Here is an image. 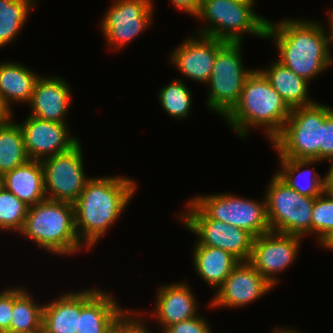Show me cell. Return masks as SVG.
<instances>
[{
    "mask_svg": "<svg viewBox=\"0 0 333 333\" xmlns=\"http://www.w3.org/2000/svg\"><path fill=\"white\" fill-rule=\"evenodd\" d=\"M324 29L313 20L268 21L265 38L274 40L279 51L277 61L310 82L333 64L331 29Z\"/></svg>",
    "mask_w": 333,
    "mask_h": 333,
    "instance_id": "1",
    "label": "cell"
},
{
    "mask_svg": "<svg viewBox=\"0 0 333 333\" xmlns=\"http://www.w3.org/2000/svg\"><path fill=\"white\" fill-rule=\"evenodd\" d=\"M134 180L124 176L90 178L74 203L75 228L89 249L117 221L136 193Z\"/></svg>",
    "mask_w": 333,
    "mask_h": 333,
    "instance_id": "2",
    "label": "cell"
},
{
    "mask_svg": "<svg viewBox=\"0 0 333 333\" xmlns=\"http://www.w3.org/2000/svg\"><path fill=\"white\" fill-rule=\"evenodd\" d=\"M291 110L265 75L254 69L245 80L238 102L223 118L243 139L250 127L261 126L272 141L281 132Z\"/></svg>",
    "mask_w": 333,
    "mask_h": 333,
    "instance_id": "3",
    "label": "cell"
},
{
    "mask_svg": "<svg viewBox=\"0 0 333 333\" xmlns=\"http://www.w3.org/2000/svg\"><path fill=\"white\" fill-rule=\"evenodd\" d=\"M41 249L62 256L88 249L81 243L75 228L74 204L51 199L29 206L22 231Z\"/></svg>",
    "mask_w": 333,
    "mask_h": 333,
    "instance_id": "4",
    "label": "cell"
},
{
    "mask_svg": "<svg viewBox=\"0 0 333 333\" xmlns=\"http://www.w3.org/2000/svg\"><path fill=\"white\" fill-rule=\"evenodd\" d=\"M254 4L238 0H201L196 18L209 25L195 33L225 42H242L245 33L265 39L268 19L254 11Z\"/></svg>",
    "mask_w": 333,
    "mask_h": 333,
    "instance_id": "5",
    "label": "cell"
},
{
    "mask_svg": "<svg viewBox=\"0 0 333 333\" xmlns=\"http://www.w3.org/2000/svg\"><path fill=\"white\" fill-rule=\"evenodd\" d=\"M332 110L316 102L293 108L281 132L271 141L278 157L320 162L322 122Z\"/></svg>",
    "mask_w": 333,
    "mask_h": 333,
    "instance_id": "6",
    "label": "cell"
},
{
    "mask_svg": "<svg viewBox=\"0 0 333 333\" xmlns=\"http://www.w3.org/2000/svg\"><path fill=\"white\" fill-rule=\"evenodd\" d=\"M267 188L265 201L271 231L302 238L311 235L315 197L299 194L276 174Z\"/></svg>",
    "mask_w": 333,
    "mask_h": 333,
    "instance_id": "7",
    "label": "cell"
},
{
    "mask_svg": "<svg viewBox=\"0 0 333 333\" xmlns=\"http://www.w3.org/2000/svg\"><path fill=\"white\" fill-rule=\"evenodd\" d=\"M242 42H226L216 53L208 81L206 105L224 117L238 102L246 78L253 69L244 68L240 49Z\"/></svg>",
    "mask_w": 333,
    "mask_h": 333,
    "instance_id": "8",
    "label": "cell"
},
{
    "mask_svg": "<svg viewBox=\"0 0 333 333\" xmlns=\"http://www.w3.org/2000/svg\"><path fill=\"white\" fill-rule=\"evenodd\" d=\"M187 208L179 218L188 231L197 235L200 245L225 250L240 262L249 261L254 240L251 233L209 218L192 200L187 202Z\"/></svg>",
    "mask_w": 333,
    "mask_h": 333,
    "instance_id": "9",
    "label": "cell"
},
{
    "mask_svg": "<svg viewBox=\"0 0 333 333\" xmlns=\"http://www.w3.org/2000/svg\"><path fill=\"white\" fill-rule=\"evenodd\" d=\"M191 200L209 218L246 230L254 237L271 231L265 197L263 203L230 193H216Z\"/></svg>",
    "mask_w": 333,
    "mask_h": 333,
    "instance_id": "10",
    "label": "cell"
},
{
    "mask_svg": "<svg viewBox=\"0 0 333 333\" xmlns=\"http://www.w3.org/2000/svg\"><path fill=\"white\" fill-rule=\"evenodd\" d=\"M41 163L46 198L74 204L90 179L85 176L81 143Z\"/></svg>",
    "mask_w": 333,
    "mask_h": 333,
    "instance_id": "11",
    "label": "cell"
},
{
    "mask_svg": "<svg viewBox=\"0 0 333 333\" xmlns=\"http://www.w3.org/2000/svg\"><path fill=\"white\" fill-rule=\"evenodd\" d=\"M152 0H115L101 23L109 48L120 49L152 24Z\"/></svg>",
    "mask_w": 333,
    "mask_h": 333,
    "instance_id": "12",
    "label": "cell"
},
{
    "mask_svg": "<svg viewBox=\"0 0 333 333\" xmlns=\"http://www.w3.org/2000/svg\"><path fill=\"white\" fill-rule=\"evenodd\" d=\"M302 237L269 231L254 237L249 263L273 286L278 272L293 264L300 251Z\"/></svg>",
    "mask_w": 333,
    "mask_h": 333,
    "instance_id": "13",
    "label": "cell"
},
{
    "mask_svg": "<svg viewBox=\"0 0 333 333\" xmlns=\"http://www.w3.org/2000/svg\"><path fill=\"white\" fill-rule=\"evenodd\" d=\"M19 124L27 155L35 161L65 153L80 142L76 136L70 135L67 123L51 122L28 115Z\"/></svg>",
    "mask_w": 333,
    "mask_h": 333,
    "instance_id": "14",
    "label": "cell"
},
{
    "mask_svg": "<svg viewBox=\"0 0 333 333\" xmlns=\"http://www.w3.org/2000/svg\"><path fill=\"white\" fill-rule=\"evenodd\" d=\"M273 287L248 261L239 262L216 290L209 307L246 306L267 294Z\"/></svg>",
    "mask_w": 333,
    "mask_h": 333,
    "instance_id": "15",
    "label": "cell"
},
{
    "mask_svg": "<svg viewBox=\"0 0 333 333\" xmlns=\"http://www.w3.org/2000/svg\"><path fill=\"white\" fill-rule=\"evenodd\" d=\"M187 37L173 50L170 60L189 79L208 83L217 51L226 43L223 40L196 34Z\"/></svg>",
    "mask_w": 333,
    "mask_h": 333,
    "instance_id": "16",
    "label": "cell"
},
{
    "mask_svg": "<svg viewBox=\"0 0 333 333\" xmlns=\"http://www.w3.org/2000/svg\"><path fill=\"white\" fill-rule=\"evenodd\" d=\"M64 78L41 76L37 79L30 104L31 116L66 123L72 92Z\"/></svg>",
    "mask_w": 333,
    "mask_h": 333,
    "instance_id": "17",
    "label": "cell"
},
{
    "mask_svg": "<svg viewBox=\"0 0 333 333\" xmlns=\"http://www.w3.org/2000/svg\"><path fill=\"white\" fill-rule=\"evenodd\" d=\"M186 282L160 286L157 291L155 318L162 332L173 324L189 320L199 315L198 301Z\"/></svg>",
    "mask_w": 333,
    "mask_h": 333,
    "instance_id": "18",
    "label": "cell"
},
{
    "mask_svg": "<svg viewBox=\"0 0 333 333\" xmlns=\"http://www.w3.org/2000/svg\"><path fill=\"white\" fill-rule=\"evenodd\" d=\"M97 288L81 291V314L76 333H110L113 323L125 310L115 298Z\"/></svg>",
    "mask_w": 333,
    "mask_h": 333,
    "instance_id": "19",
    "label": "cell"
},
{
    "mask_svg": "<svg viewBox=\"0 0 333 333\" xmlns=\"http://www.w3.org/2000/svg\"><path fill=\"white\" fill-rule=\"evenodd\" d=\"M4 188L28 206L46 199L41 161L28 160L3 174Z\"/></svg>",
    "mask_w": 333,
    "mask_h": 333,
    "instance_id": "20",
    "label": "cell"
},
{
    "mask_svg": "<svg viewBox=\"0 0 333 333\" xmlns=\"http://www.w3.org/2000/svg\"><path fill=\"white\" fill-rule=\"evenodd\" d=\"M193 264L196 273L217 290L239 264V260L225 250L194 244Z\"/></svg>",
    "mask_w": 333,
    "mask_h": 333,
    "instance_id": "21",
    "label": "cell"
},
{
    "mask_svg": "<svg viewBox=\"0 0 333 333\" xmlns=\"http://www.w3.org/2000/svg\"><path fill=\"white\" fill-rule=\"evenodd\" d=\"M81 314V291L59 296L44 304L42 333H76Z\"/></svg>",
    "mask_w": 333,
    "mask_h": 333,
    "instance_id": "22",
    "label": "cell"
},
{
    "mask_svg": "<svg viewBox=\"0 0 333 333\" xmlns=\"http://www.w3.org/2000/svg\"><path fill=\"white\" fill-rule=\"evenodd\" d=\"M39 74H35L27 66L16 62L0 63V95L11 109L14 101L28 103Z\"/></svg>",
    "mask_w": 333,
    "mask_h": 333,
    "instance_id": "23",
    "label": "cell"
},
{
    "mask_svg": "<svg viewBox=\"0 0 333 333\" xmlns=\"http://www.w3.org/2000/svg\"><path fill=\"white\" fill-rule=\"evenodd\" d=\"M259 70L291 109L315 103L308 96L309 82L279 61L271 62L269 68Z\"/></svg>",
    "mask_w": 333,
    "mask_h": 333,
    "instance_id": "24",
    "label": "cell"
},
{
    "mask_svg": "<svg viewBox=\"0 0 333 333\" xmlns=\"http://www.w3.org/2000/svg\"><path fill=\"white\" fill-rule=\"evenodd\" d=\"M281 169L276 175L293 190L308 197L320 196L326 190V178L320 177L314 170H303L318 160L279 158ZM310 164V165H309ZM303 183H302V181ZM306 184H305V183Z\"/></svg>",
    "mask_w": 333,
    "mask_h": 333,
    "instance_id": "25",
    "label": "cell"
},
{
    "mask_svg": "<svg viewBox=\"0 0 333 333\" xmlns=\"http://www.w3.org/2000/svg\"><path fill=\"white\" fill-rule=\"evenodd\" d=\"M25 288H14L10 330L16 333H42L43 307L36 304Z\"/></svg>",
    "mask_w": 333,
    "mask_h": 333,
    "instance_id": "26",
    "label": "cell"
},
{
    "mask_svg": "<svg viewBox=\"0 0 333 333\" xmlns=\"http://www.w3.org/2000/svg\"><path fill=\"white\" fill-rule=\"evenodd\" d=\"M12 120L0 126V173L2 174L30 160L20 124Z\"/></svg>",
    "mask_w": 333,
    "mask_h": 333,
    "instance_id": "27",
    "label": "cell"
},
{
    "mask_svg": "<svg viewBox=\"0 0 333 333\" xmlns=\"http://www.w3.org/2000/svg\"><path fill=\"white\" fill-rule=\"evenodd\" d=\"M35 0H0V48L14 40L23 28Z\"/></svg>",
    "mask_w": 333,
    "mask_h": 333,
    "instance_id": "28",
    "label": "cell"
},
{
    "mask_svg": "<svg viewBox=\"0 0 333 333\" xmlns=\"http://www.w3.org/2000/svg\"><path fill=\"white\" fill-rule=\"evenodd\" d=\"M191 90L181 79L173 80L172 83L160 89L159 101L162 108L169 116L183 119L190 113L192 107Z\"/></svg>",
    "mask_w": 333,
    "mask_h": 333,
    "instance_id": "29",
    "label": "cell"
},
{
    "mask_svg": "<svg viewBox=\"0 0 333 333\" xmlns=\"http://www.w3.org/2000/svg\"><path fill=\"white\" fill-rule=\"evenodd\" d=\"M29 206L4 187L0 190V229L20 233Z\"/></svg>",
    "mask_w": 333,
    "mask_h": 333,
    "instance_id": "30",
    "label": "cell"
},
{
    "mask_svg": "<svg viewBox=\"0 0 333 333\" xmlns=\"http://www.w3.org/2000/svg\"><path fill=\"white\" fill-rule=\"evenodd\" d=\"M312 233L320 245L333 234V194L325 190L315 197L312 208Z\"/></svg>",
    "mask_w": 333,
    "mask_h": 333,
    "instance_id": "31",
    "label": "cell"
},
{
    "mask_svg": "<svg viewBox=\"0 0 333 333\" xmlns=\"http://www.w3.org/2000/svg\"><path fill=\"white\" fill-rule=\"evenodd\" d=\"M133 311L125 309L113 323L110 333H152L142 319L139 320L140 315L139 317L136 315L138 311H135V309ZM133 315L136 316L134 317Z\"/></svg>",
    "mask_w": 333,
    "mask_h": 333,
    "instance_id": "32",
    "label": "cell"
},
{
    "mask_svg": "<svg viewBox=\"0 0 333 333\" xmlns=\"http://www.w3.org/2000/svg\"><path fill=\"white\" fill-rule=\"evenodd\" d=\"M209 325V326H208ZM210 324L198 315L186 321L168 326L162 333H210Z\"/></svg>",
    "mask_w": 333,
    "mask_h": 333,
    "instance_id": "33",
    "label": "cell"
},
{
    "mask_svg": "<svg viewBox=\"0 0 333 333\" xmlns=\"http://www.w3.org/2000/svg\"><path fill=\"white\" fill-rule=\"evenodd\" d=\"M333 157V110L322 122V144H320V162Z\"/></svg>",
    "mask_w": 333,
    "mask_h": 333,
    "instance_id": "34",
    "label": "cell"
},
{
    "mask_svg": "<svg viewBox=\"0 0 333 333\" xmlns=\"http://www.w3.org/2000/svg\"><path fill=\"white\" fill-rule=\"evenodd\" d=\"M14 304V288L0 292V331L10 330Z\"/></svg>",
    "mask_w": 333,
    "mask_h": 333,
    "instance_id": "35",
    "label": "cell"
},
{
    "mask_svg": "<svg viewBox=\"0 0 333 333\" xmlns=\"http://www.w3.org/2000/svg\"><path fill=\"white\" fill-rule=\"evenodd\" d=\"M174 7L194 17L198 15L201 0H170Z\"/></svg>",
    "mask_w": 333,
    "mask_h": 333,
    "instance_id": "36",
    "label": "cell"
},
{
    "mask_svg": "<svg viewBox=\"0 0 333 333\" xmlns=\"http://www.w3.org/2000/svg\"><path fill=\"white\" fill-rule=\"evenodd\" d=\"M12 111L13 109H10L5 102L3 101L1 95H0V126L7 123L9 120H11L12 117Z\"/></svg>",
    "mask_w": 333,
    "mask_h": 333,
    "instance_id": "37",
    "label": "cell"
},
{
    "mask_svg": "<svg viewBox=\"0 0 333 333\" xmlns=\"http://www.w3.org/2000/svg\"><path fill=\"white\" fill-rule=\"evenodd\" d=\"M331 166L325 175L326 178V190L333 194V157L329 160Z\"/></svg>",
    "mask_w": 333,
    "mask_h": 333,
    "instance_id": "38",
    "label": "cell"
},
{
    "mask_svg": "<svg viewBox=\"0 0 333 333\" xmlns=\"http://www.w3.org/2000/svg\"><path fill=\"white\" fill-rule=\"evenodd\" d=\"M273 333H301V332H299V331H297V330H295V329H290V328H286V329H284L283 327L282 328H278V327H276L274 330H273Z\"/></svg>",
    "mask_w": 333,
    "mask_h": 333,
    "instance_id": "39",
    "label": "cell"
},
{
    "mask_svg": "<svg viewBox=\"0 0 333 333\" xmlns=\"http://www.w3.org/2000/svg\"><path fill=\"white\" fill-rule=\"evenodd\" d=\"M324 248H327L333 251V234L327 238L322 244H321Z\"/></svg>",
    "mask_w": 333,
    "mask_h": 333,
    "instance_id": "40",
    "label": "cell"
},
{
    "mask_svg": "<svg viewBox=\"0 0 333 333\" xmlns=\"http://www.w3.org/2000/svg\"><path fill=\"white\" fill-rule=\"evenodd\" d=\"M328 18H329V26L331 29V34H332V44H333V11H330L328 14Z\"/></svg>",
    "mask_w": 333,
    "mask_h": 333,
    "instance_id": "41",
    "label": "cell"
},
{
    "mask_svg": "<svg viewBox=\"0 0 333 333\" xmlns=\"http://www.w3.org/2000/svg\"><path fill=\"white\" fill-rule=\"evenodd\" d=\"M4 187L3 174L0 173V190Z\"/></svg>",
    "mask_w": 333,
    "mask_h": 333,
    "instance_id": "42",
    "label": "cell"
},
{
    "mask_svg": "<svg viewBox=\"0 0 333 333\" xmlns=\"http://www.w3.org/2000/svg\"><path fill=\"white\" fill-rule=\"evenodd\" d=\"M0 333H16V332L11 331V330H4V331H0Z\"/></svg>",
    "mask_w": 333,
    "mask_h": 333,
    "instance_id": "43",
    "label": "cell"
},
{
    "mask_svg": "<svg viewBox=\"0 0 333 333\" xmlns=\"http://www.w3.org/2000/svg\"><path fill=\"white\" fill-rule=\"evenodd\" d=\"M238 1H244V2H255V0H238Z\"/></svg>",
    "mask_w": 333,
    "mask_h": 333,
    "instance_id": "44",
    "label": "cell"
}]
</instances>
